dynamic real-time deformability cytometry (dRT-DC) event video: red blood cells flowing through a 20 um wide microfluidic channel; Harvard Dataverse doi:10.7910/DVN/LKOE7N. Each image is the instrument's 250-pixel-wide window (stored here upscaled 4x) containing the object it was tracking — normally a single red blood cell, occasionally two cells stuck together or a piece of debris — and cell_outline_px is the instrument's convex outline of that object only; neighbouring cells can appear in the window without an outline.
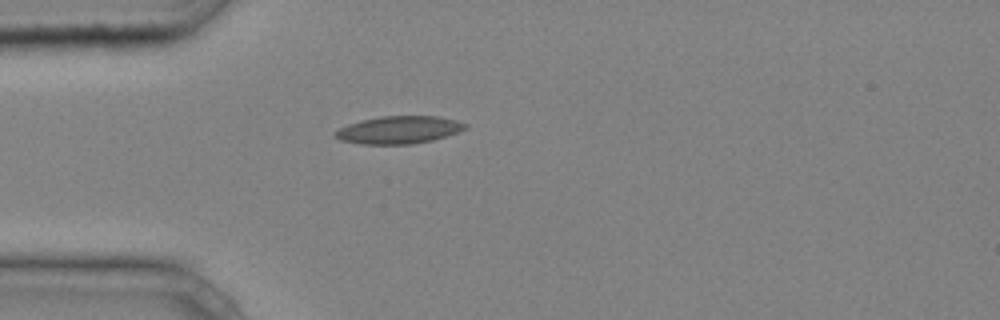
{"species": "common noctule bat (a hibernating species)", "species_latin": "Nyctalus noctula", "temperature_condition": "cold", "stored_images_in_passage": 30, "camera_frame_rate_fps": 3000, "um_per_image_px": 0.085, "animal": {"sex": "male", "body_mass_g": 20.4}, "frame": {"image": 1, "passage_image": 1, "time_ms": 0.0, "image_size_px": [1000, 320], "cell_outline_px": [[468, 128], [432, 140], [412, 144], [360, 144], [340, 140], [336, 136], [336, 132], [340, 128], [348, 124], [360, 120], [380, 116], [436, 116], [456, 120], [468, 124]], "centroid_in_image_um": [33.91, 11.03], "position_along_channel_um": 51.1, "area_um2": 20.75}}
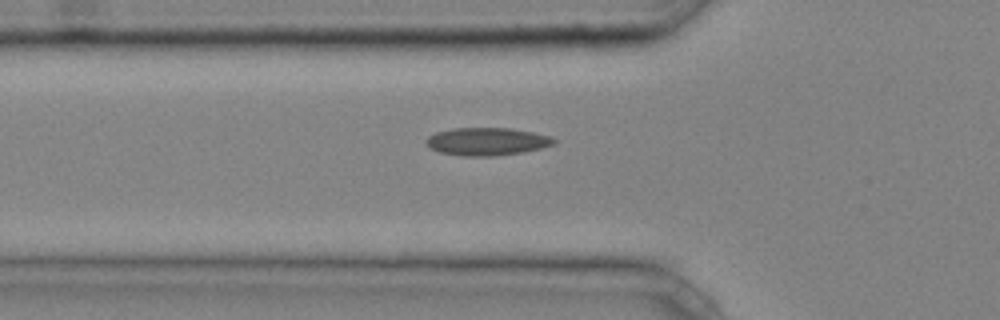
{"frame": {"image": 2, "passage_image": 4, "time_ms": 1.0, "image_size_px": [1000, 320], "cell_outline_px": [[556, 140], [552, 144], [540, 148], [524, 152], [492, 156], [464, 156], [440, 152], [428, 148], [424, 140], [428, 136], [436, 132], [456, 128], [508, 128], [532, 132], [548, 136]], "centroid_in_image_um": [41.32, 12.03], "position_along_channel_um": 84.5, "area_um2": 20.52}}
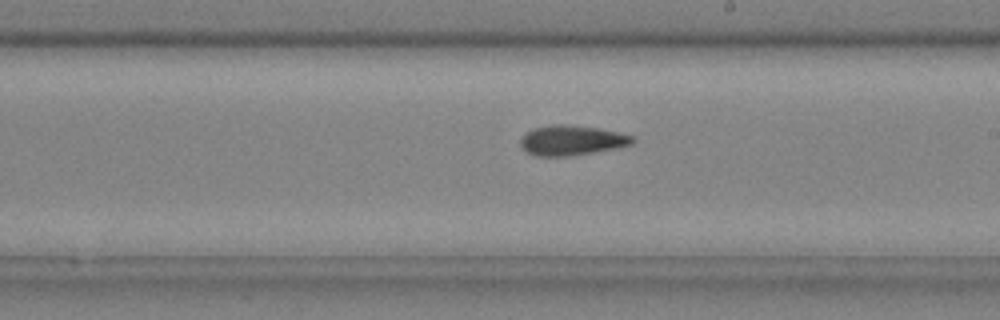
{"frame": {"image": 3, "passage_image": 15, "time_ms": 4.667, "image_size_px": [1000, 320], "cell_outline_px": [[636, 140], [632, 144], [572, 156], [536, 156], [528, 152], [520, 144], [520, 140], [528, 132], [536, 128], [552, 124], [564, 124], [596, 128], [616, 132], [632, 136]], "centroid_in_image_um": [48.58, 11.93], "position_along_channel_um": 240.4, "area_um2": 19.07}, "authors_computed_cell_mechanics": {"area_um2": 19.074, "velocity_mm_per_s": 4.2518, "shape_relaxation_time_tau1_ms": null, "shape_relaxation_time_tau2_ms": 4.1023, "deformation_change_tau1": null, "deformation_change_tau2": 0.1116}}